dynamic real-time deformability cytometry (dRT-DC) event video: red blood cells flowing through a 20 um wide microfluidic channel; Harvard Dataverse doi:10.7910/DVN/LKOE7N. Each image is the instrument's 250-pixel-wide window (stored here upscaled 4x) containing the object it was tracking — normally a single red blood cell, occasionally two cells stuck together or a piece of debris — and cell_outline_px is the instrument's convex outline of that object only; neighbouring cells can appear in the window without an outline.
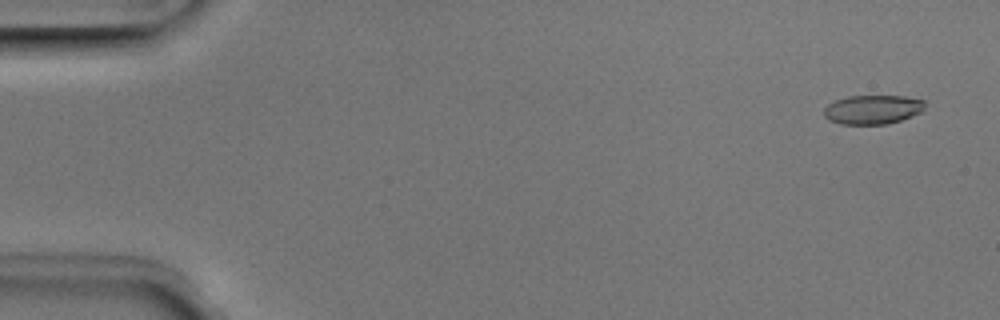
{"species": "Egyptian fruit bat (a non-hibernating species)", "species_latin": "Rousettus aegyptiacus", "temperature_condition": "room temperature", "stored_images_in_passage": 4, "camera_frame_rate_fps": 3000, "um_per_image_px": 0.085, "animal": {"sex": "male"}, "frame": {"image": 1, "passage_image": 1, "time_ms": 0.0, "image_size_px": [1000, 320], "cell_outline_px": [[924, 108], [920, 112], [912, 116], [888, 124], [840, 124], [828, 120], [824, 116], [824, 108], [828, 104], [836, 100], [848, 96], [904, 96], [924, 100]], "centroid_in_image_um": [74.16, 9.31], "position_along_channel_um": 10.8, "area_um2": 17.11}}